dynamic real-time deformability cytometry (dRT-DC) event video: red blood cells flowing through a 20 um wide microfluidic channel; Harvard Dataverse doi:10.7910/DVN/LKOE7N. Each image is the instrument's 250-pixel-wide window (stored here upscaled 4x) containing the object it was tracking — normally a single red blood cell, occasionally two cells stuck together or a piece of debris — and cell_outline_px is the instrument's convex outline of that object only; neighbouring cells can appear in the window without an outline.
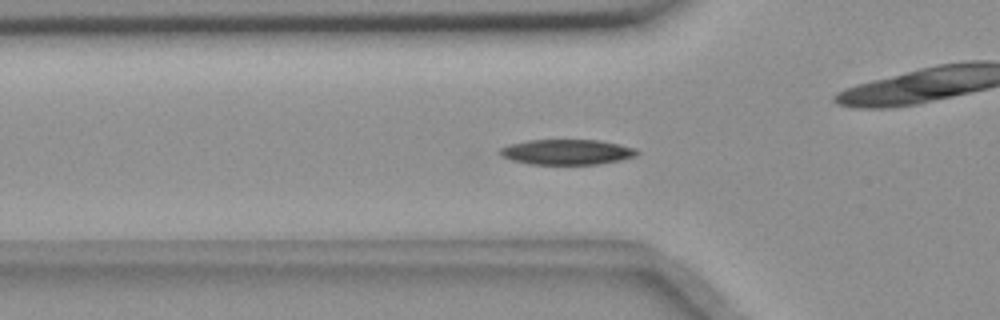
{"species": "common noctule bat (a hibernating species)", "species_latin": "Nyctalus noctula", "temperature_condition": "room temperature", "stored_images_in_passage": 56, "camera_frame_rate_fps": 3000, "um_per_image_px": 0.085, "animal": {"sex": "female", "body_mass_g": 18.4}, "frame": {"image": 1, "passage_image": 18, "time_ms": 5.667, "image_size_px": [1000, 320], "cell_outline_px": [[640, 152], [636, 156], [620, 160], [600, 164], [528, 164], [512, 160], [500, 156], [496, 152], [500, 148], [508, 144], [528, 140], [600, 140], [620, 144], [636, 148]], "centroid_in_image_um": [48.16, 12.92], "position_along_channel_um": 77.6, "area_um2": 20.46}}
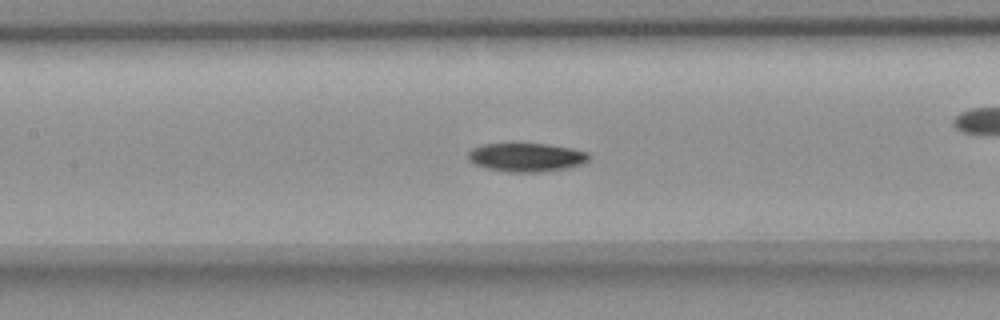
{"frame": {"image": 2, "passage_image": 25, "time_ms": 8.0, "image_size_px": [1000, 320], "cell_outline_px": [[592, 156], [584, 164], [568, 168], [540, 172], [508, 172], [488, 168], [472, 164], [468, 160], [468, 152], [472, 148], [484, 144], [548, 144], [572, 148], [588, 152]], "centroid_in_image_um": [44.77, 13.37], "position_along_channel_um": 162.6, "area_um2": 20.35}}
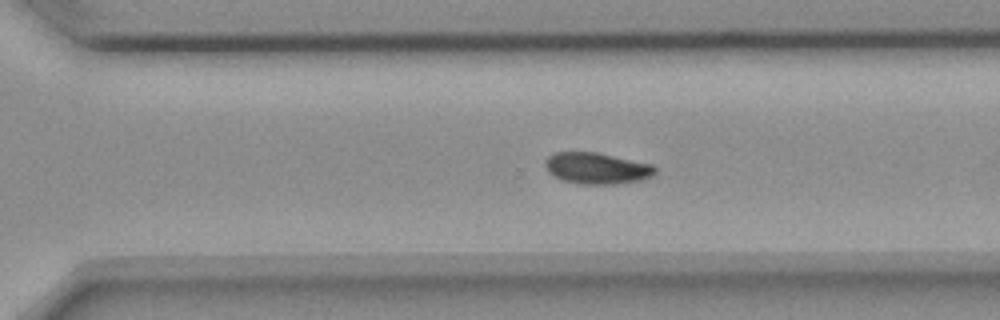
{"frame": {"image": 3, "passage_image": 38, "time_ms": 12.333, "image_size_px": [1000, 320], "cell_outline_px": [[656, 172], [652, 176], [644, 180], [616, 184], [580, 184], [564, 180], [552, 176], [548, 172], [544, 164], [544, 160], [552, 152], [596, 152], [652, 164], [656, 168]], "centroid_in_image_um": [50.71, 14.3], "position_along_channel_um": 319.9, "area_um2": 20.29}, "authors_computed_cell_mechanics": {"area_um2": 19.7098, "velocity_mm_per_s": 3.6357, "shape_relaxation_time_tau1_ms": 3.2389, "shape_relaxation_time_tau2_ms": null, "deformation_change_tau1": 0.1233, "deformation_change_tau2": null}}